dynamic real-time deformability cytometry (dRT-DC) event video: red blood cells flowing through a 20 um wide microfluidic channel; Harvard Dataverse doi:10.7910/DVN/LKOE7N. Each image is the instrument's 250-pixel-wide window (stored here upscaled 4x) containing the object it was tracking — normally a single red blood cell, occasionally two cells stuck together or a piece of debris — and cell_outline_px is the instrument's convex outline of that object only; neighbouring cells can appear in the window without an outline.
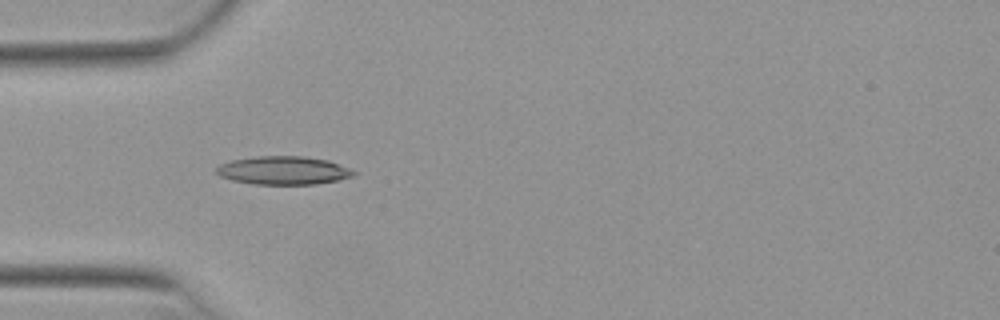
{"species": "Egyptian fruit bat (a non-hibernating species)", "species_latin": "Rousettus aegyptiacus", "temperature_condition": "warm", "stored_images_in_passage": 10, "camera_frame_rate_fps": 3000, "um_per_image_px": 0.085, "animal": {"sex": "female"}, "frame": {"image": 1, "passage_image": 4, "time_ms": 1.0, "image_size_px": [1000, 320], "cell_outline_px": [[356, 172], [352, 176], [336, 180], [316, 184], [256, 184], [232, 180], [220, 176], [216, 172], [216, 168], [220, 164], [232, 160], [256, 156], [304, 156], [328, 160], [348, 168]], "centroid_in_image_um": [24.06, 14.48], "position_along_channel_um": 60.9, "area_um2": 22.43}}
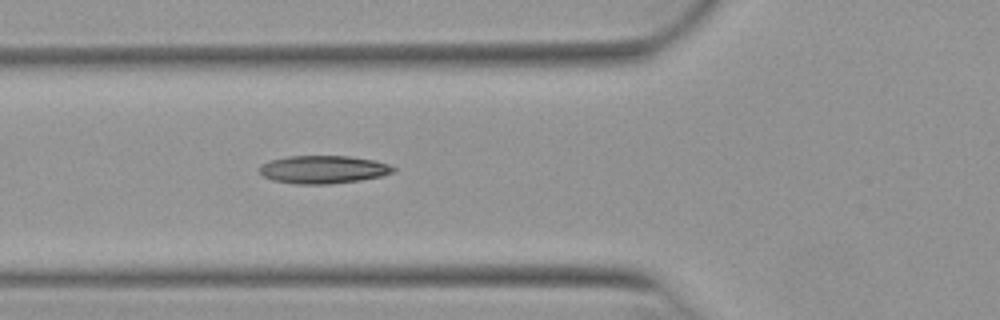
{"frame": {"image": 2, "passage_image": 7, "time_ms": 2.0, "image_size_px": [1000, 320], "cell_outline_px": [[396, 172], [380, 176], [360, 180], [328, 184], [296, 184], [272, 180], [264, 176], [260, 172], [260, 164], [272, 160], [288, 156], [348, 156], [376, 160], [388, 164], [396, 168]], "centroid_in_image_um": [27.5, 14.4], "position_along_channel_um": 98.3, "area_um2": 21.79}}